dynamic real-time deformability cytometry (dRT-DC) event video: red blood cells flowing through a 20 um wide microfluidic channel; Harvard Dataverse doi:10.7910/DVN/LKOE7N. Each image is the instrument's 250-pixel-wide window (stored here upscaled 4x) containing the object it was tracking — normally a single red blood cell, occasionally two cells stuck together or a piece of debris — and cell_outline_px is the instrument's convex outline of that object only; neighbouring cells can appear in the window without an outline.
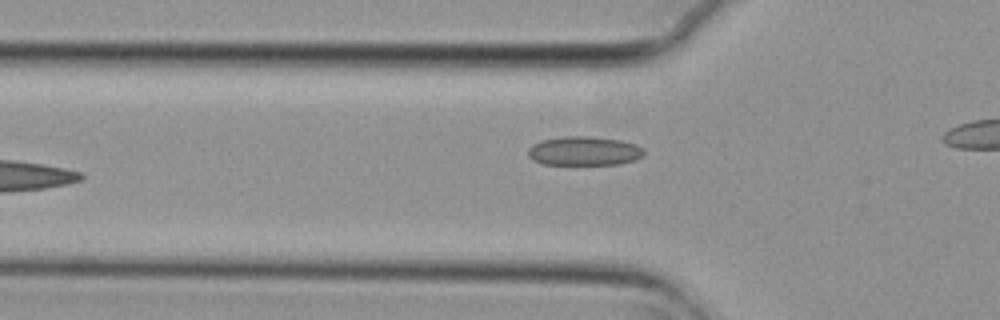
{"species": "common noctule bat (a hibernating species)", "species_latin": "Nyctalus noctula", "temperature_condition": "cold", "stored_images_in_passage": 8, "camera_frame_rate_fps": 3000, "um_per_image_px": 0.085, "animal": {"sex": "female", "body_mass_g": 29.2, "forearm_length_mm": 56.3}, "frame": {"image": 1, "passage_image": 6, "time_ms": 1.667, "image_size_px": [1000, 320], "cell_outline_px": [[644, 156], [636, 160], [620, 164], [544, 164], [532, 160], [528, 156], [528, 148], [532, 144], [540, 140], [564, 136], [588, 136], [620, 140], [636, 144], [644, 148]], "centroid_in_image_um": [49.66, 12.83], "position_along_channel_um": 76.1, "area_um2": 19.83}}